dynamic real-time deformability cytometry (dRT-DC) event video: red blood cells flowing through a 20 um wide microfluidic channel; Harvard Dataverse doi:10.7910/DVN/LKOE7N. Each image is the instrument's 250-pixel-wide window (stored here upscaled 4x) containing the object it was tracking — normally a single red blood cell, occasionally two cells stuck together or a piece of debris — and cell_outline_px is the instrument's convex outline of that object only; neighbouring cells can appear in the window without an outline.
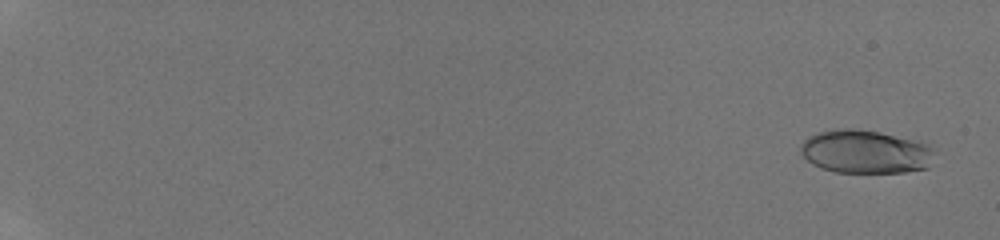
{"species": "human", "species_latin": "Homo sapiens", "temperature_condition": "room temperature", "stored_images_in_passage": 25, "camera_frame_rate_fps": 3000, "um_per_image_px": 0.085, "donor": {"sex": "male"}, "frame": {"image": 1, "passage_image": 3, "time_ms": 0.667, "image_size_px": [1000, 240], "cell_outline_px": [[936, 152], [928, 168], [904, 172], [832, 172], [820, 168], [812, 164], [800, 152], [800, 144], [808, 136], [816, 132], [840, 128], [856, 128], [880, 132], [924, 144], [936, 148]], "centroid_in_image_um": [73.53, 12.9], "position_along_channel_um": 11.5, "area_um2": 33.99}}
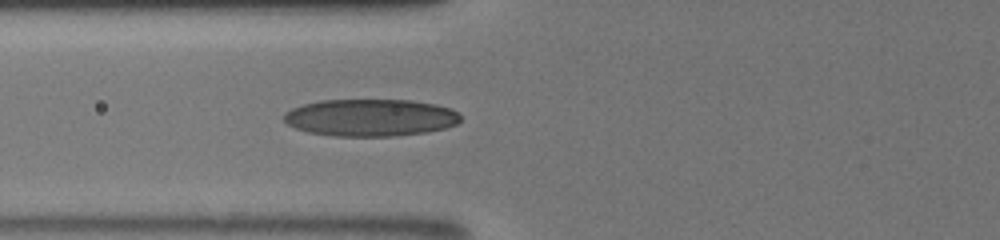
{"frame": {"image": 2, "passage_image": 19, "time_ms": 8.333, "image_size_px": [1000, 240], "cell_outline_px": [[460, 120], [456, 124], [444, 128], [428, 132], [392, 136], [336, 136], [308, 132], [296, 128], [288, 124], [284, 120], [284, 112], [292, 108], [304, 104], [320, 100], [412, 100], [436, 104], [452, 108], [460, 112]], "centroid_in_image_um": [31.52, 9.99], "position_along_channel_um": 94.3, "area_um2": 38.44}}
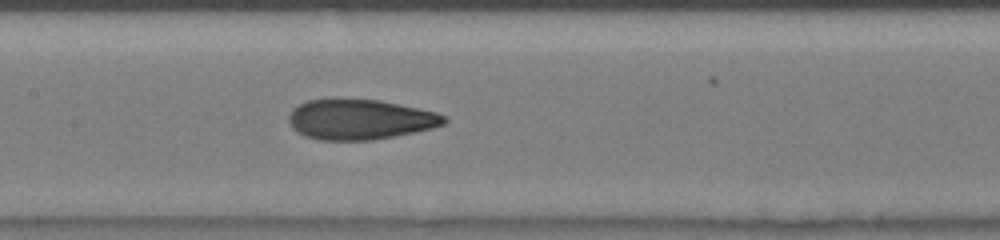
{"frame": {"image": 3, "passage_image": 25, "time_ms": 10.333, "image_size_px": [1000, 240], "cell_outline_px": [[448, 120], [444, 124], [432, 128], [396, 136], [372, 140], [320, 140], [304, 136], [292, 128], [288, 120], [288, 116], [292, 108], [308, 100], [332, 96], [336, 96], [380, 100], [436, 112], [444, 116]], "centroid_in_image_um": [30.54, 10.12], "position_along_channel_um": 176.9, "area_um2": 37.22}}